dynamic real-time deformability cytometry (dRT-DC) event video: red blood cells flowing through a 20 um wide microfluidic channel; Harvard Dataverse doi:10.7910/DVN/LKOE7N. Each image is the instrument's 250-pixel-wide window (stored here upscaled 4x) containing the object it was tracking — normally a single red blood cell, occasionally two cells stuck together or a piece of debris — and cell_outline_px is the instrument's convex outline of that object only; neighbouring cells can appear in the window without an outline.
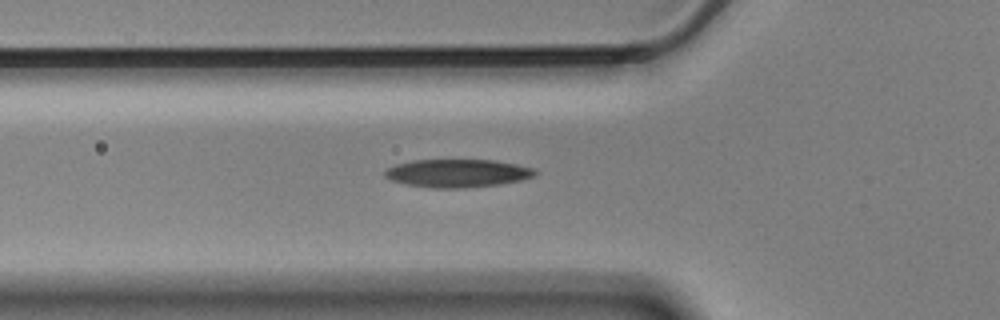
{"species": "Egyptian fruit bat (a non-hibernating species)", "species_latin": "Rousettus aegyptiacus", "temperature_condition": "cold", "stored_images_in_passage": 36, "camera_frame_rate_fps": 3000, "um_per_image_px": 0.085, "animal": {"sex": "male"}, "frame": {"image": 1, "passage_image": 2, "time_ms": 0.333, "image_size_px": [1000, 320], "cell_outline_px": [[540, 172], [536, 176], [520, 180], [500, 184], [464, 188], [432, 188], [408, 184], [392, 180], [384, 176], [384, 172], [388, 168], [396, 164], [412, 160], [496, 160], [536, 168]], "centroid_in_image_um": [38.95, 14.72], "position_along_channel_um": 86.9, "area_um2": 24.68}}
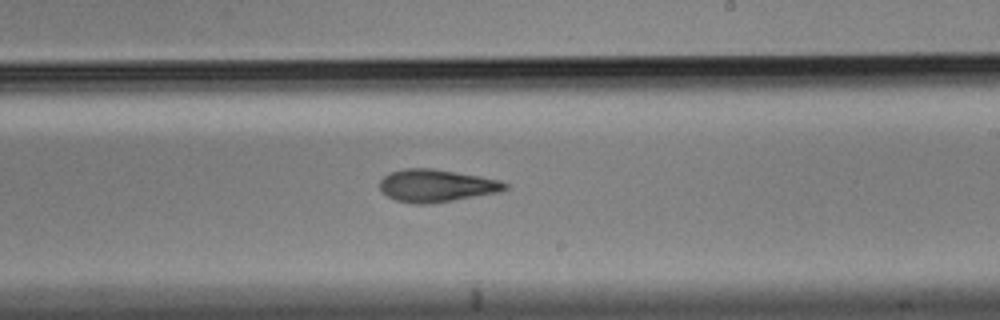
{"frame": {"image": 2, "passage_image": 16, "time_ms": 5.0, "image_size_px": [1000, 320], "cell_outline_px": [[508, 188], [500, 192], [432, 204], [412, 204], [396, 200], [388, 196], [380, 188], [380, 180], [388, 172], [404, 168], [432, 168], [480, 176], [500, 180], [508, 184]], "centroid_in_image_um": [37.1, 15.78], "position_along_channel_um": 251.9, "area_um2": 23.93}}
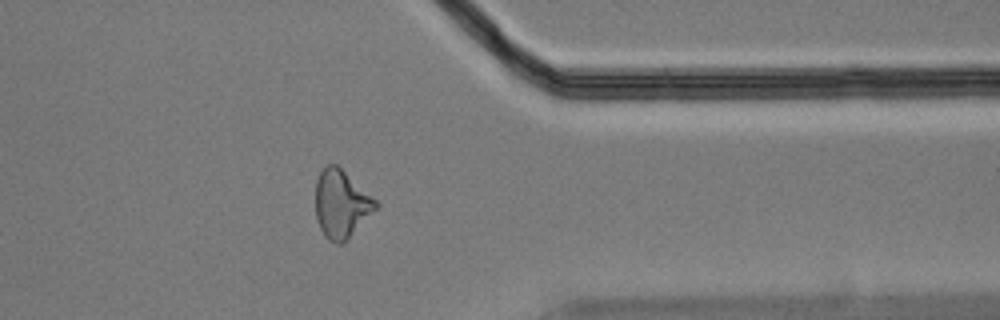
{"frame": {"image": 3, "passage_image": 28, "time_ms": 9.0, "image_size_px": [1000, 320], "cell_outline_px": [[380, 204], [340, 244], [336, 244], [328, 240], [324, 236], [320, 228], [316, 216], [316, 180], [320, 172], [328, 164], [336, 164], [376, 200]], "centroid_in_image_um": [28.97, 17.32], "position_along_channel_um": 382.4, "area_um2": 23.06}}